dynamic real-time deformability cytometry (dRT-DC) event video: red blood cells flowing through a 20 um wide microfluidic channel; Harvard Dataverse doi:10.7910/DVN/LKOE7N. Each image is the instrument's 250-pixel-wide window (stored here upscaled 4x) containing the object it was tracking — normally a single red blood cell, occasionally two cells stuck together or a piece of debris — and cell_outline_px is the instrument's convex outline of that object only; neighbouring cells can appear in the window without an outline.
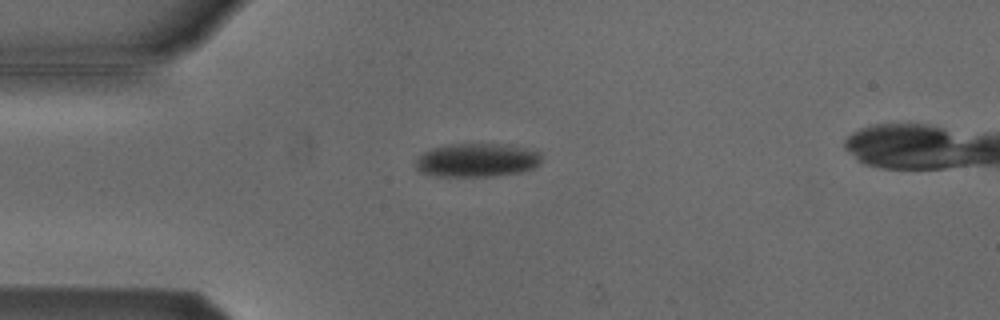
{"species": "Egyptian fruit bat (a non-hibernating species)", "species_latin": "Rousettus aegyptiacus", "temperature_condition": "cold", "stored_images_in_passage": 5, "camera_frame_rate_fps": 3000, "um_per_image_px": 0.085, "animal": {"sex": "male"}, "frame": {"image": 1, "passage_image": 3, "time_ms": 0.667, "image_size_px": [1000, 320], "cell_outline_px": [[540, 164], [532, 168], [520, 172], [488, 176], [440, 176], [420, 172], [416, 168], [416, 160], [424, 152], [432, 148], [448, 144], [512, 144], [536, 148], [540, 152]], "centroid_in_image_um": [40.6, 13.59], "position_along_channel_um": 44.4, "area_um2": 24.85}}